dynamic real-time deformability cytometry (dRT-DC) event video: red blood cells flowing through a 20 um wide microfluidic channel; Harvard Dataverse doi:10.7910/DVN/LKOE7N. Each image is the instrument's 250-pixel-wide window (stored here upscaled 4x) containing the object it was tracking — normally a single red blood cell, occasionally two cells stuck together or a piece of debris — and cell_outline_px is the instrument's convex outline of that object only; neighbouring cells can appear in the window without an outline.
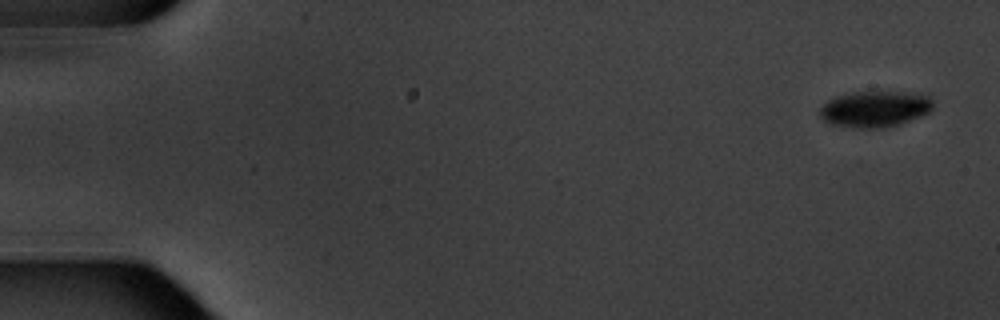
{"species": "common noctule bat (a hibernating species)", "species_latin": "Nyctalus noctula", "temperature_condition": "warm", "stored_images_in_passage": 7, "camera_frame_rate_fps": 3000, "um_per_image_px": 0.085, "animal": {"sex": "male", "body_mass_g": 20.1, "forearm_length_mm": 53.5}, "frame": {"image": 1, "passage_image": 1, "time_ms": 0.0, "image_size_px": [1000, 320], "cell_outline_px": [[932, 108], [928, 112], [920, 116], [900, 124], [884, 128], [852, 128], [832, 124], [824, 120], [820, 116], [820, 108], [828, 100], [836, 96], [852, 92], [904, 92], [928, 96], [932, 100]], "centroid_in_image_um": [74.34, 9.27], "position_along_channel_um": 10.7, "area_um2": 23.7}}
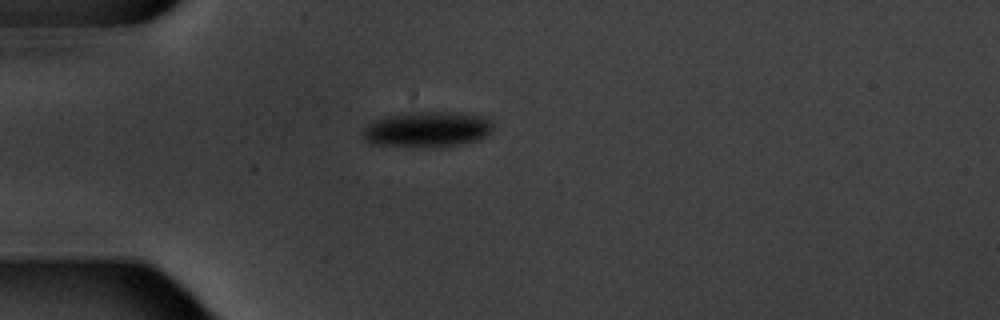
{"frame": {"image": 2, "passage_image": 5, "time_ms": 4.667, "image_size_px": [1000, 320], "cell_outline_px": [[492, 132], [480, 140], [460, 144], [372, 144], [364, 136], [364, 128], [368, 124], [376, 120], [388, 116], [420, 112], [448, 112], [488, 116], [492, 120]], "centroid_in_image_um": [36.44, 10.94], "position_along_channel_um": 48.6, "area_um2": 25.66}}
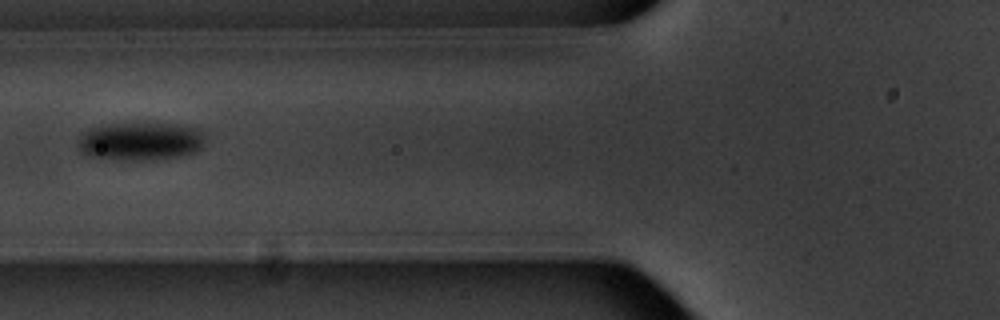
{"frame": {"image": 3, "passage_image": 7, "time_ms": 7.0, "image_size_px": [1000, 320], "cell_outline_px": [[204, 132], [200, 148], [192, 152], [180, 156], [152, 160], [120, 160], [88, 156], [80, 152], [76, 144], [80, 136], [88, 128], [108, 124], [180, 124], [200, 128]], "centroid_in_image_um": [11.89, 12.01], "position_along_channel_um": 113.9, "area_um2": 28.38}}